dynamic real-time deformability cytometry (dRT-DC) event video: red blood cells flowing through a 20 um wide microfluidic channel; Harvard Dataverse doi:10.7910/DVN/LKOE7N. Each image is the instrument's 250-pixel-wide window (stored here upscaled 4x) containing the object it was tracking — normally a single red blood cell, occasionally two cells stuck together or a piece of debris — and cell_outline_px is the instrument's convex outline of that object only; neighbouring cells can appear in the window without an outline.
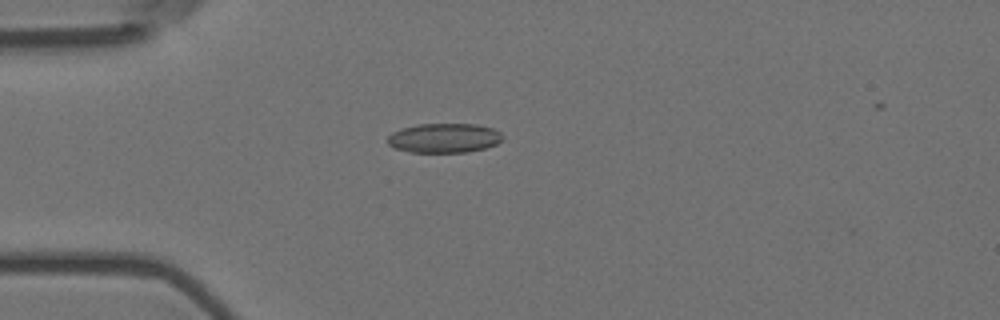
{"species": "Egyptian fruit bat (a non-hibernating species)", "species_latin": "Rousettus aegyptiacus", "temperature_condition": "room temperature", "stored_images_in_passage": 5, "camera_frame_rate_fps": 3000, "um_per_image_px": 0.085, "animal": {"sex": "female"}, "frame": {"image": 1, "passage_image": 4, "time_ms": 1.0, "image_size_px": [1000, 320], "cell_outline_px": [[504, 140], [496, 144], [484, 148], [468, 152], [412, 152], [392, 148], [388, 144], [388, 136], [392, 132], [400, 128], [420, 124], [476, 124], [492, 128], [500, 132], [504, 136]], "centroid_in_image_um": [37.75, 11.73], "position_along_channel_um": 47.2, "area_um2": 19.88}}